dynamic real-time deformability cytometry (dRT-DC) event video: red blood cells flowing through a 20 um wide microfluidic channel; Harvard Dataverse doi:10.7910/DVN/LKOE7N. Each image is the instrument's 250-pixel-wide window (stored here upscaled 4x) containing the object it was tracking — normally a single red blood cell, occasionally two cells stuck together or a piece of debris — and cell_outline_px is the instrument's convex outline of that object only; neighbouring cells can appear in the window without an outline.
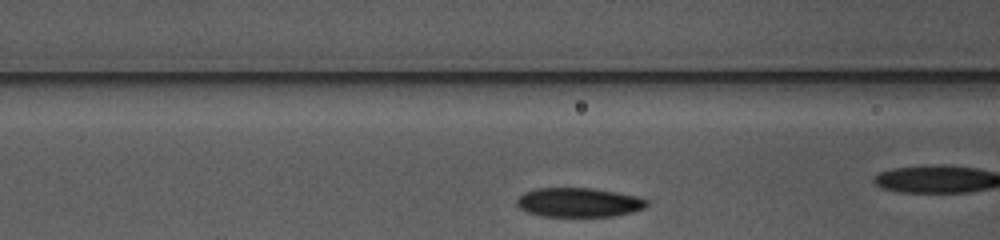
{"species": "common noctule bat (a hibernating species)", "species_latin": "Nyctalus noctula", "temperature_condition": "warm", "stored_images_in_passage": 24, "camera_frame_rate_fps": 3000, "um_per_image_px": 0.085, "animal": {"sex": "female", "body_mass_g": 10.0, "forearm_length_mm": 53.1}, "frame": {"image": 1, "passage_image": 4, "time_ms": 1.0, "image_size_px": [1000, 240], "cell_outline_px": [[648, 204], [644, 208], [632, 212], [612, 216], [544, 216], [528, 212], [520, 208], [516, 204], [516, 200], [524, 192], [536, 188], [592, 188], [640, 196], [648, 200]], "centroid_in_image_um": [49.22, 17.19], "position_along_channel_um": 117.4, "area_um2": 22.14}}
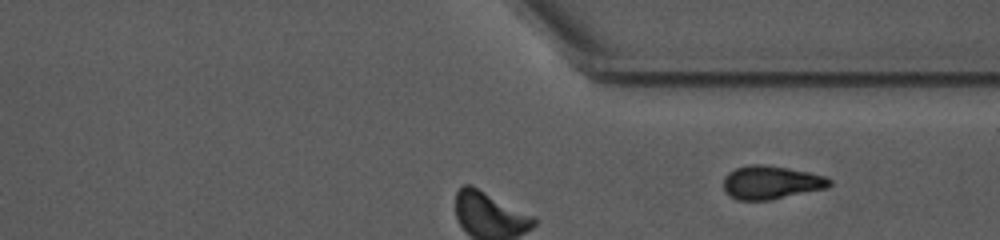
{"frame": {"image": 2, "passage_image": 24, "time_ms": 7.667, "image_size_px": [1000, 240], "cell_outline_px": [[832, 184], [828, 188], [768, 200], [736, 200], [724, 192], [724, 176], [728, 172], [736, 168], [748, 164], [764, 164], [788, 168], [828, 176], [832, 180]], "centroid_in_image_um": [65.55, 15.5], "position_along_channel_um": 345.9, "area_um2": 20.87}}